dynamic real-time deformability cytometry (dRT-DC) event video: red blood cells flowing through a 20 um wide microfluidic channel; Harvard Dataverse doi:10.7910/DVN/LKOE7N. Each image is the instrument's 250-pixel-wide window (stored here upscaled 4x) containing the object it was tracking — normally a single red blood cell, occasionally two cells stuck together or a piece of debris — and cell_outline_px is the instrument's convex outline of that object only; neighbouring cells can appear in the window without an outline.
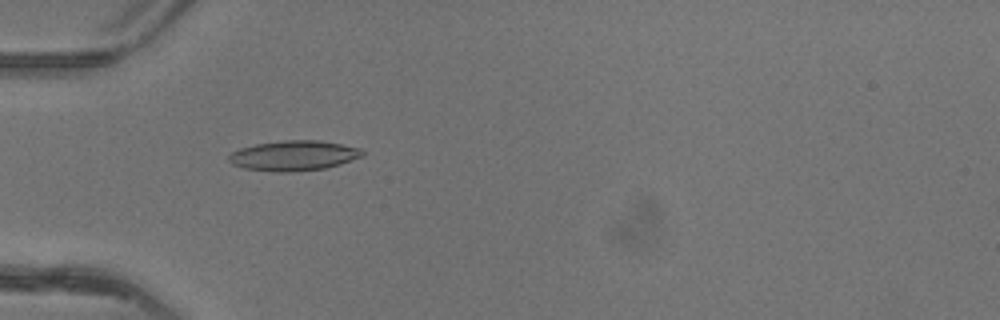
{"species": "common noctule bat (a hibernating species)", "species_latin": "Nyctalus noctula", "temperature_condition": "warm", "stored_images_in_passage": 51, "camera_frame_rate_fps": 3000, "um_per_image_px": 0.085, "animal": {"sex": "female"}, "frame": {"image": 1, "passage_image": 17, "time_ms": 5.333, "image_size_px": [1000, 320], "cell_outline_px": [[364, 156], [340, 164], [324, 168], [292, 172], [272, 172], [244, 168], [232, 164], [228, 160], [228, 156], [232, 152], [240, 148], [256, 144], [284, 140], [320, 140], [360, 148], [364, 152]], "centroid_in_image_um": [24.96, 13.23], "position_along_channel_um": 60.0, "area_um2": 23.47}}
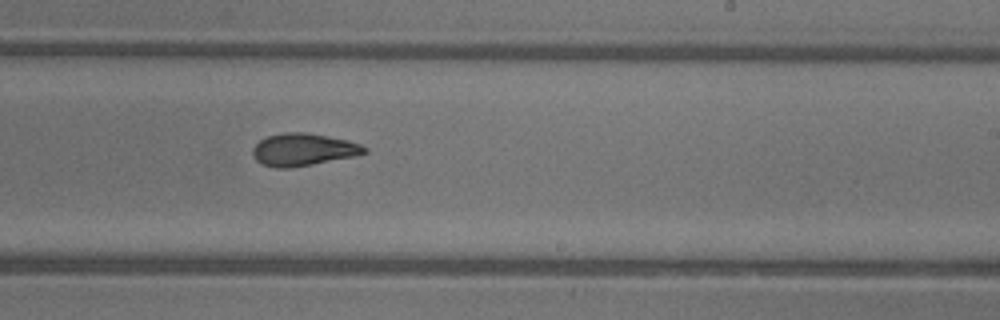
{"frame": {"image": 2, "passage_image": 32, "time_ms": 10.333, "image_size_px": [1000, 320], "cell_outline_px": [[368, 152], [356, 156], [312, 164], [288, 168], [276, 168], [260, 164], [252, 156], [252, 148], [260, 140], [268, 136], [284, 132], [304, 132], [328, 136], [348, 140], [360, 144], [368, 148]], "centroid_in_image_um": [25.77, 12.72], "position_along_channel_um": 263.2, "area_um2": 21.21}}
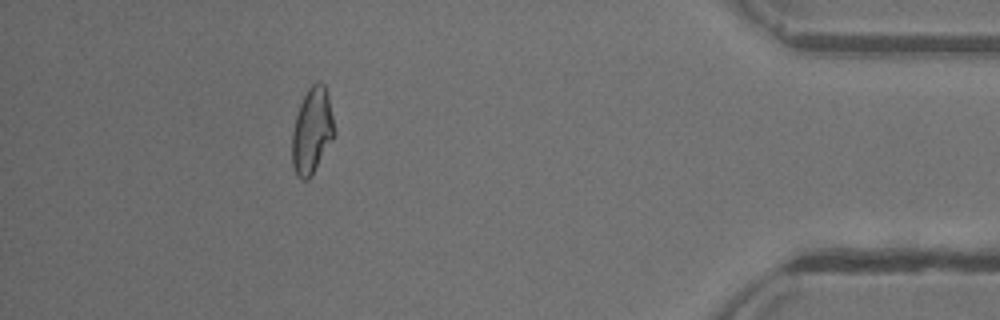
{"frame": {"image": 3, "passage_image": 46, "time_ms": 15.0, "image_size_px": [1000, 320], "cell_outline_px": [[336, 132], [332, 140], [308, 180], [300, 180], [296, 176], [292, 164], [292, 132], [296, 116], [300, 104], [308, 88], [312, 84], [324, 84], [328, 96]], "centroid_in_image_um": [26.51, 11.15], "position_along_channel_um": 408.7, "area_um2": 20.87}, "authors_computed_cell_mechanics": {"area_um2": 21.1548, "velocity_mm_per_s": 4.1717, "shape_relaxation_time_tau1_ms": null, "shape_relaxation_time_tau2_ms": 1.7031, "deformation_change_tau1": null, "deformation_change_tau2": 0.0795}}